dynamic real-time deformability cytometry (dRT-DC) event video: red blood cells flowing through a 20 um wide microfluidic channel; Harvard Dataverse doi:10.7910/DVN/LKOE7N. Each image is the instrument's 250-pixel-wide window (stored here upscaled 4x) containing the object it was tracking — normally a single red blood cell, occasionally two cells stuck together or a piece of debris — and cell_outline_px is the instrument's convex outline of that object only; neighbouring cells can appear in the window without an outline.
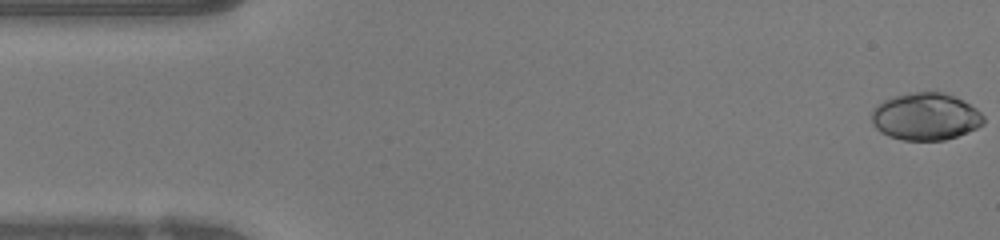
{"species": "human", "species_latin": "Homo sapiens", "temperature_condition": "warm", "stored_images_in_passage": 44, "camera_frame_rate_fps": 3000, "um_per_image_px": 0.085, "donor": {"sex": "female"}, "frame": {"image": 1, "passage_image": 1, "time_ms": 0.0, "image_size_px": [1000, 240], "cell_outline_px": [[984, 124], [976, 128], [956, 136], [944, 140], [904, 140], [888, 136], [880, 132], [872, 124], [872, 108], [884, 100], [896, 96], [912, 92], [944, 92], [976, 108], [984, 116]], "centroid_in_image_um": [78.65, 9.92], "position_along_channel_um": 6.4, "area_um2": 30.63}}
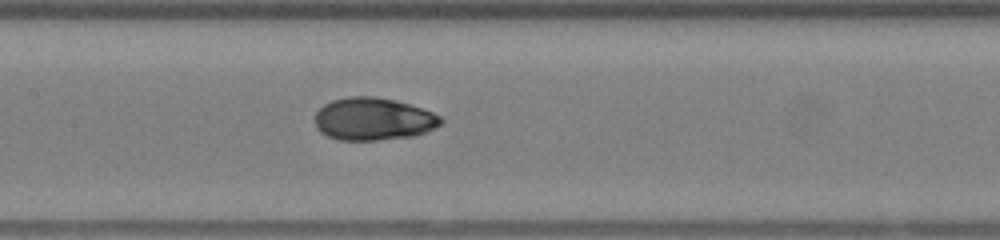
{"frame": {"image": 2, "passage_image": 23, "time_ms": 7.333, "image_size_px": [1000, 240], "cell_outline_px": [[444, 120], [436, 128], [416, 136], [376, 140], [336, 140], [320, 132], [316, 128], [316, 112], [324, 104], [332, 100], [352, 96], [376, 96], [408, 104], [432, 112], [440, 116]], "centroid_in_image_um": [31.73, 10.13], "position_along_channel_um": 175.7, "area_um2": 31.27}}
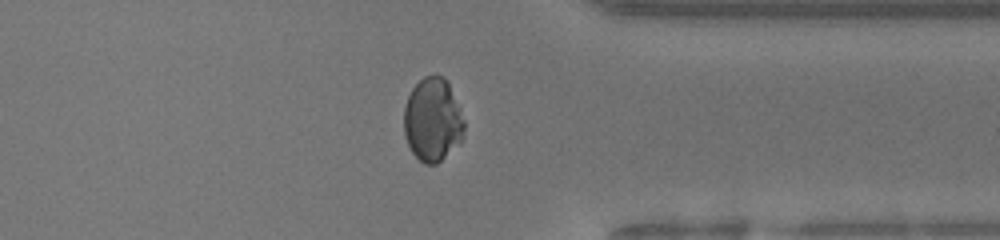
{"frame": {"image": 3, "passage_image": 38, "time_ms": 12.333, "image_size_px": [1000, 240], "cell_outline_px": [[464, 136], [460, 144], [436, 164], [424, 164], [412, 152], [404, 136], [404, 108], [408, 96], [412, 88], [424, 76], [444, 76], [460, 108], [464, 120]], "centroid_in_image_um": [36.78, 10.21], "position_along_channel_um": 374.6, "area_um2": 29.36}, "authors_computed_cell_mechanics": {"area_um2": 30.6629, "velocity_mm_per_s": 4.1262, "shape_relaxation_time_tau1_ms": 5.6632, "shape_relaxation_time_tau2_ms": null, "deformation_change_tau1": 0.2378, "deformation_change_tau2": null}}